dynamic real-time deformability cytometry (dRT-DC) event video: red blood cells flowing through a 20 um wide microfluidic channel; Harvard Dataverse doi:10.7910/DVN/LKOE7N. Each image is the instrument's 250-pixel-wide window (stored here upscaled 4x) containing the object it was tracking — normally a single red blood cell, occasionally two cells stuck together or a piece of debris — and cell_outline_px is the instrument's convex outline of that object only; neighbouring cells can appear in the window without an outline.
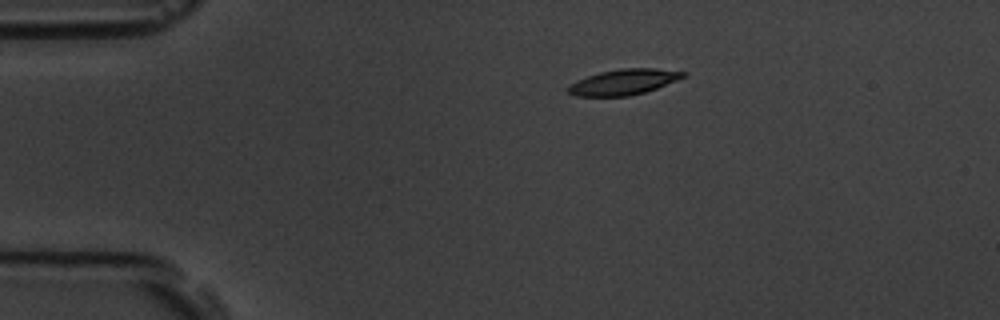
{"species": "common noctule bat (a hibernating species)", "species_latin": "Nyctalus noctula", "temperature_condition": "room temperature", "stored_images_in_passage": 4, "camera_frame_rate_fps": 3000, "um_per_image_px": 0.085, "animal": {"sex": "male", "body_mass_g": 19.5, "forearm_length_mm": 54.6}, "frame": {"image": 1, "passage_image": 1, "time_ms": 0.0, "image_size_px": [1000, 320], "cell_outline_px": [[688, 72], [684, 76], [676, 80], [656, 88], [644, 92], [628, 96], [576, 96], [568, 92], [568, 84], [576, 80], [600, 72], [620, 68], [656, 68]], "centroid_in_image_um": [52.98, 6.96], "position_along_channel_um": 32.0, "area_um2": 17.05}}
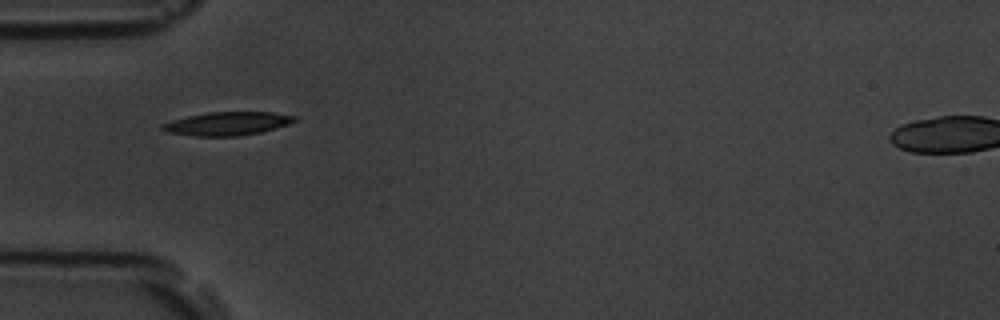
{"frame": {"image": 2, "passage_image": 3, "time_ms": 2.333, "image_size_px": [1000, 320], "cell_outline_px": [[296, 120], [288, 124], [260, 132], [236, 136], [192, 136], [168, 132], [160, 128], [160, 124], [172, 120], [188, 116], [208, 112], [272, 112], [296, 116]], "centroid_in_image_um": [19.28, 10.5], "position_along_channel_um": 65.7, "area_um2": 17.92}}
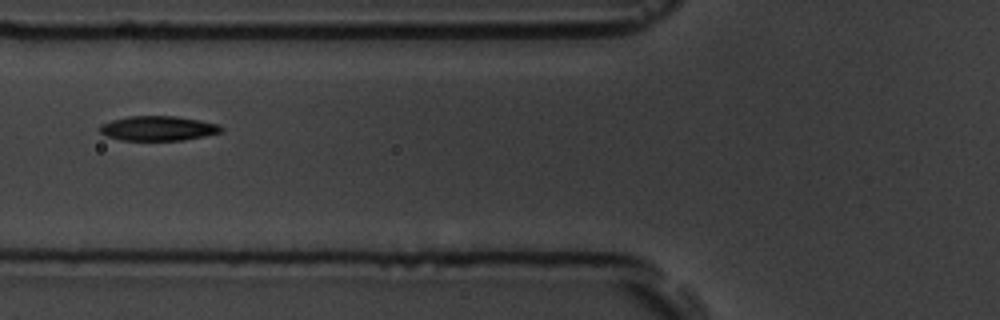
{"frame": {"image": 3, "passage_image": 4, "time_ms": 3.667, "image_size_px": [1000, 320], "cell_outline_px": [[224, 132], [184, 140], [120, 140], [108, 136], [100, 132], [96, 128], [100, 124], [112, 120], [128, 116], [176, 116], [200, 120], [220, 124], [224, 128]], "centroid_in_image_um": [13.46, 10.9], "position_along_channel_um": 112.3, "area_um2": 17.69}}